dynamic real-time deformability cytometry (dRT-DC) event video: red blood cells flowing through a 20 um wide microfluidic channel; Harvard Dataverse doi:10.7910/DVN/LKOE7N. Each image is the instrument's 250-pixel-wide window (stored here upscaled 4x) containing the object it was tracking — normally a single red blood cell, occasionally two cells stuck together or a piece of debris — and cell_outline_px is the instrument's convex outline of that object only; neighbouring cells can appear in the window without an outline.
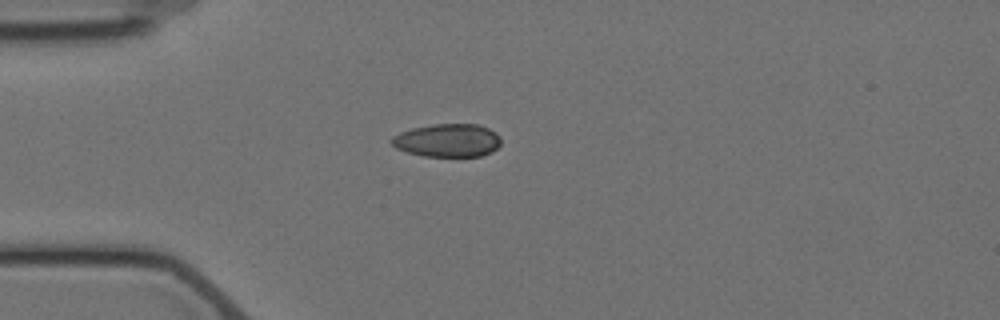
{"species": "Egyptian fruit bat (a non-hibernating species)", "species_latin": "Rousettus aegyptiacus", "temperature_condition": "cold", "stored_images_in_passage": 3, "camera_frame_rate_fps": 3000, "um_per_image_px": 0.085, "animal": {"sex": "female"}, "frame": {"image": 1, "passage_image": 1, "time_ms": 0.0, "image_size_px": [1000, 320], "cell_outline_px": [[500, 144], [492, 152], [480, 156], [424, 156], [408, 152], [396, 148], [388, 140], [392, 136], [400, 132], [412, 128], [432, 124], [476, 124], [488, 128], [496, 132], [500, 136]], "centroid_in_image_um": [38.03, 11.93], "position_along_channel_um": 47.0, "area_um2": 21.21}}
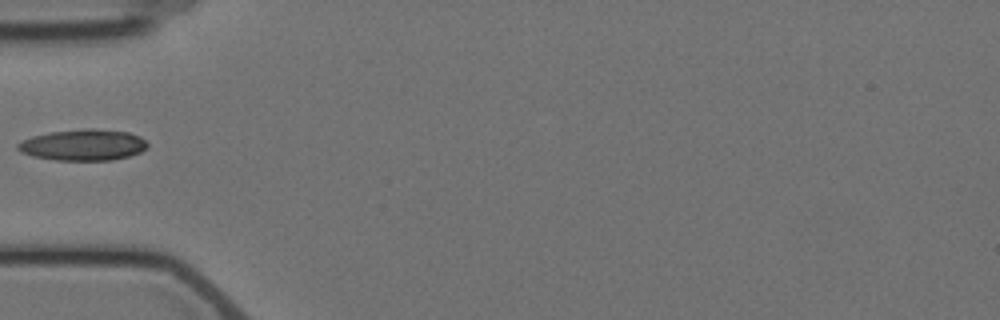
{"frame": {"image": 2, "passage_image": 2, "time_ms": 1.333, "image_size_px": [1000, 320], "cell_outline_px": [[148, 148], [140, 152], [128, 156], [112, 160], [56, 160], [32, 156], [20, 152], [16, 148], [16, 144], [32, 136], [52, 132], [88, 128], [92, 128], [128, 132], [140, 136], [148, 144]], "centroid_in_image_um": [7.07, 12.32], "position_along_channel_um": 77.9, "area_um2": 23.52}}
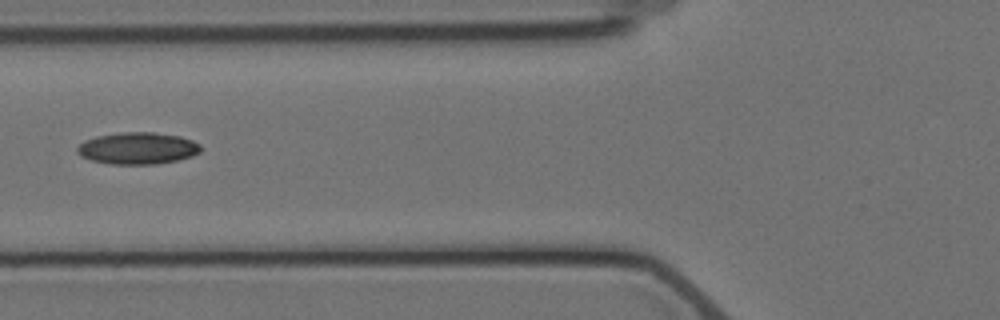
{"frame": {"image": 3, "passage_image": 3, "time_ms": 2.333, "image_size_px": [1000, 320], "cell_outline_px": [[200, 152], [192, 156], [176, 160], [156, 164], [112, 164], [92, 160], [80, 156], [76, 152], [76, 148], [84, 140], [96, 136], [120, 132], [152, 132], [180, 136], [192, 140], [200, 144]], "centroid_in_image_um": [11.68, 12.59], "position_along_channel_um": 114.1, "area_um2": 22.95}}